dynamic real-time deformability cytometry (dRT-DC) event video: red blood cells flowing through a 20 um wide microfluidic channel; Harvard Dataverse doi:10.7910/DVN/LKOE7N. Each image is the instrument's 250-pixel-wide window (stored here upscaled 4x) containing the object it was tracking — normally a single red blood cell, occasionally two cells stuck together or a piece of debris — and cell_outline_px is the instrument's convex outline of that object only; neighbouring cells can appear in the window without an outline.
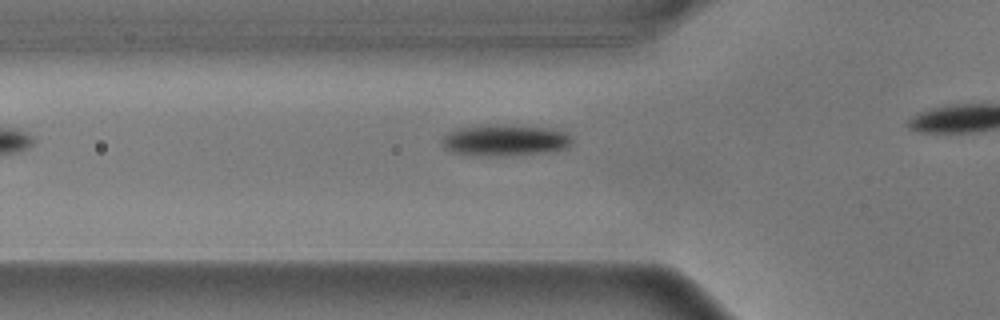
{"species": "common noctule bat (a hibernating species)", "species_latin": "Nyctalus noctula", "temperature_condition": "warm", "stored_images_in_passage": 14, "camera_frame_rate_fps": 3000, "um_per_image_px": 0.085, "animal": {"sex": "male", "body_mass_g": 17.9}, "frame": {"image": 1, "passage_image": 5, "time_ms": 1.333, "image_size_px": [1000, 320], "cell_outline_px": [[572, 144], [564, 148], [548, 152], [500, 156], [496, 156], [452, 152], [440, 140], [448, 132], [460, 128], [480, 124], [496, 124], [544, 128], [564, 132], [572, 136]], "centroid_in_image_um": [42.93, 11.91], "position_along_channel_um": 82.9, "area_um2": 23.41}}